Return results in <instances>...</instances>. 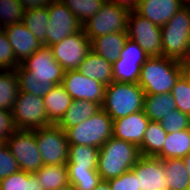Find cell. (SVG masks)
I'll return each mask as SVG.
<instances>
[{
    "label": "cell",
    "instance_id": "1",
    "mask_svg": "<svg viewBox=\"0 0 190 190\" xmlns=\"http://www.w3.org/2000/svg\"><path fill=\"white\" fill-rule=\"evenodd\" d=\"M15 70L20 92L43 97L54 85L62 84L64 70L49 46H43Z\"/></svg>",
    "mask_w": 190,
    "mask_h": 190
},
{
    "label": "cell",
    "instance_id": "2",
    "mask_svg": "<svg viewBox=\"0 0 190 190\" xmlns=\"http://www.w3.org/2000/svg\"><path fill=\"white\" fill-rule=\"evenodd\" d=\"M139 148L112 136L99 148L97 172L103 181L130 171L140 157Z\"/></svg>",
    "mask_w": 190,
    "mask_h": 190
},
{
    "label": "cell",
    "instance_id": "3",
    "mask_svg": "<svg viewBox=\"0 0 190 190\" xmlns=\"http://www.w3.org/2000/svg\"><path fill=\"white\" fill-rule=\"evenodd\" d=\"M182 75V62L164 56H152L142 65L138 84L145 95L171 93Z\"/></svg>",
    "mask_w": 190,
    "mask_h": 190
},
{
    "label": "cell",
    "instance_id": "4",
    "mask_svg": "<svg viewBox=\"0 0 190 190\" xmlns=\"http://www.w3.org/2000/svg\"><path fill=\"white\" fill-rule=\"evenodd\" d=\"M162 56L190 61V5H184L161 26Z\"/></svg>",
    "mask_w": 190,
    "mask_h": 190
},
{
    "label": "cell",
    "instance_id": "5",
    "mask_svg": "<svg viewBox=\"0 0 190 190\" xmlns=\"http://www.w3.org/2000/svg\"><path fill=\"white\" fill-rule=\"evenodd\" d=\"M145 93L138 83L113 81L105 88L102 109L113 119L143 110Z\"/></svg>",
    "mask_w": 190,
    "mask_h": 190
},
{
    "label": "cell",
    "instance_id": "6",
    "mask_svg": "<svg viewBox=\"0 0 190 190\" xmlns=\"http://www.w3.org/2000/svg\"><path fill=\"white\" fill-rule=\"evenodd\" d=\"M69 145L100 148L113 136V119L103 110L65 131Z\"/></svg>",
    "mask_w": 190,
    "mask_h": 190
},
{
    "label": "cell",
    "instance_id": "7",
    "mask_svg": "<svg viewBox=\"0 0 190 190\" xmlns=\"http://www.w3.org/2000/svg\"><path fill=\"white\" fill-rule=\"evenodd\" d=\"M16 130L32 131L53 125L46 115L43 97L19 92L11 111Z\"/></svg>",
    "mask_w": 190,
    "mask_h": 190
},
{
    "label": "cell",
    "instance_id": "8",
    "mask_svg": "<svg viewBox=\"0 0 190 190\" xmlns=\"http://www.w3.org/2000/svg\"><path fill=\"white\" fill-rule=\"evenodd\" d=\"M129 13L127 9L106 0L100 10L82 25V28L91 42L97 37L110 33L127 32Z\"/></svg>",
    "mask_w": 190,
    "mask_h": 190
},
{
    "label": "cell",
    "instance_id": "9",
    "mask_svg": "<svg viewBox=\"0 0 190 190\" xmlns=\"http://www.w3.org/2000/svg\"><path fill=\"white\" fill-rule=\"evenodd\" d=\"M34 135L43 165H66L69 143L63 129L53 124L35 129Z\"/></svg>",
    "mask_w": 190,
    "mask_h": 190
},
{
    "label": "cell",
    "instance_id": "10",
    "mask_svg": "<svg viewBox=\"0 0 190 190\" xmlns=\"http://www.w3.org/2000/svg\"><path fill=\"white\" fill-rule=\"evenodd\" d=\"M6 145L17 160L20 170L34 173L43 162L35 140L34 130H14L7 138Z\"/></svg>",
    "mask_w": 190,
    "mask_h": 190
},
{
    "label": "cell",
    "instance_id": "11",
    "mask_svg": "<svg viewBox=\"0 0 190 190\" xmlns=\"http://www.w3.org/2000/svg\"><path fill=\"white\" fill-rule=\"evenodd\" d=\"M128 38L152 56H162L161 26L132 11L128 15Z\"/></svg>",
    "mask_w": 190,
    "mask_h": 190
},
{
    "label": "cell",
    "instance_id": "12",
    "mask_svg": "<svg viewBox=\"0 0 190 190\" xmlns=\"http://www.w3.org/2000/svg\"><path fill=\"white\" fill-rule=\"evenodd\" d=\"M50 48L54 59L62 66L64 71L77 70L91 51V41L82 28L77 33L51 45Z\"/></svg>",
    "mask_w": 190,
    "mask_h": 190
},
{
    "label": "cell",
    "instance_id": "13",
    "mask_svg": "<svg viewBox=\"0 0 190 190\" xmlns=\"http://www.w3.org/2000/svg\"><path fill=\"white\" fill-rule=\"evenodd\" d=\"M47 46L60 42L82 29L76 16L60 0H53L48 5Z\"/></svg>",
    "mask_w": 190,
    "mask_h": 190
},
{
    "label": "cell",
    "instance_id": "14",
    "mask_svg": "<svg viewBox=\"0 0 190 190\" xmlns=\"http://www.w3.org/2000/svg\"><path fill=\"white\" fill-rule=\"evenodd\" d=\"M62 85L73 100H87L100 104L104 102L106 85L88 78L78 70L64 72Z\"/></svg>",
    "mask_w": 190,
    "mask_h": 190
},
{
    "label": "cell",
    "instance_id": "15",
    "mask_svg": "<svg viewBox=\"0 0 190 190\" xmlns=\"http://www.w3.org/2000/svg\"><path fill=\"white\" fill-rule=\"evenodd\" d=\"M138 179V190H169L162 159L140 156L131 169Z\"/></svg>",
    "mask_w": 190,
    "mask_h": 190
},
{
    "label": "cell",
    "instance_id": "16",
    "mask_svg": "<svg viewBox=\"0 0 190 190\" xmlns=\"http://www.w3.org/2000/svg\"><path fill=\"white\" fill-rule=\"evenodd\" d=\"M2 30L9 40L19 64L44 46V43L38 40L22 21L6 26Z\"/></svg>",
    "mask_w": 190,
    "mask_h": 190
},
{
    "label": "cell",
    "instance_id": "17",
    "mask_svg": "<svg viewBox=\"0 0 190 190\" xmlns=\"http://www.w3.org/2000/svg\"><path fill=\"white\" fill-rule=\"evenodd\" d=\"M149 123L150 119L143 110H140L126 117L113 120V136L139 147Z\"/></svg>",
    "mask_w": 190,
    "mask_h": 190
},
{
    "label": "cell",
    "instance_id": "18",
    "mask_svg": "<svg viewBox=\"0 0 190 190\" xmlns=\"http://www.w3.org/2000/svg\"><path fill=\"white\" fill-rule=\"evenodd\" d=\"M184 5L182 0H138L136 12L156 25L163 26Z\"/></svg>",
    "mask_w": 190,
    "mask_h": 190
},
{
    "label": "cell",
    "instance_id": "19",
    "mask_svg": "<svg viewBox=\"0 0 190 190\" xmlns=\"http://www.w3.org/2000/svg\"><path fill=\"white\" fill-rule=\"evenodd\" d=\"M77 70L86 77L98 80L106 86L113 82L112 64L92 49Z\"/></svg>",
    "mask_w": 190,
    "mask_h": 190
},
{
    "label": "cell",
    "instance_id": "20",
    "mask_svg": "<svg viewBox=\"0 0 190 190\" xmlns=\"http://www.w3.org/2000/svg\"><path fill=\"white\" fill-rule=\"evenodd\" d=\"M48 120L56 125L72 104V97L62 84L54 85L51 91L43 96Z\"/></svg>",
    "mask_w": 190,
    "mask_h": 190
},
{
    "label": "cell",
    "instance_id": "21",
    "mask_svg": "<svg viewBox=\"0 0 190 190\" xmlns=\"http://www.w3.org/2000/svg\"><path fill=\"white\" fill-rule=\"evenodd\" d=\"M127 38V32H115L103 35L91 42V49L113 64L119 58V54Z\"/></svg>",
    "mask_w": 190,
    "mask_h": 190
},
{
    "label": "cell",
    "instance_id": "22",
    "mask_svg": "<svg viewBox=\"0 0 190 190\" xmlns=\"http://www.w3.org/2000/svg\"><path fill=\"white\" fill-rule=\"evenodd\" d=\"M101 109V105L96 102L73 100L62 119L56 125L66 131L68 128L77 126L82 121L95 115Z\"/></svg>",
    "mask_w": 190,
    "mask_h": 190
},
{
    "label": "cell",
    "instance_id": "23",
    "mask_svg": "<svg viewBox=\"0 0 190 190\" xmlns=\"http://www.w3.org/2000/svg\"><path fill=\"white\" fill-rule=\"evenodd\" d=\"M190 153V129L167 134L162 150L155 156L160 159L183 158Z\"/></svg>",
    "mask_w": 190,
    "mask_h": 190
},
{
    "label": "cell",
    "instance_id": "24",
    "mask_svg": "<svg viewBox=\"0 0 190 190\" xmlns=\"http://www.w3.org/2000/svg\"><path fill=\"white\" fill-rule=\"evenodd\" d=\"M175 109H177L176 102L170 93L144 96L143 111L152 122H160Z\"/></svg>",
    "mask_w": 190,
    "mask_h": 190
},
{
    "label": "cell",
    "instance_id": "25",
    "mask_svg": "<svg viewBox=\"0 0 190 190\" xmlns=\"http://www.w3.org/2000/svg\"><path fill=\"white\" fill-rule=\"evenodd\" d=\"M99 148L86 145H69L67 169H97Z\"/></svg>",
    "mask_w": 190,
    "mask_h": 190
},
{
    "label": "cell",
    "instance_id": "26",
    "mask_svg": "<svg viewBox=\"0 0 190 190\" xmlns=\"http://www.w3.org/2000/svg\"><path fill=\"white\" fill-rule=\"evenodd\" d=\"M169 190H190V177L182 158L162 159Z\"/></svg>",
    "mask_w": 190,
    "mask_h": 190
},
{
    "label": "cell",
    "instance_id": "27",
    "mask_svg": "<svg viewBox=\"0 0 190 190\" xmlns=\"http://www.w3.org/2000/svg\"><path fill=\"white\" fill-rule=\"evenodd\" d=\"M34 174L43 190H55L69 183L67 165H43Z\"/></svg>",
    "mask_w": 190,
    "mask_h": 190
},
{
    "label": "cell",
    "instance_id": "28",
    "mask_svg": "<svg viewBox=\"0 0 190 190\" xmlns=\"http://www.w3.org/2000/svg\"><path fill=\"white\" fill-rule=\"evenodd\" d=\"M19 92L15 70L0 69V109L11 112Z\"/></svg>",
    "mask_w": 190,
    "mask_h": 190
},
{
    "label": "cell",
    "instance_id": "29",
    "mask_svg": "<svg viewBox=\"0 0 190 190\" xmlns=\"http://www.w3.org/2000/svg\"><path fill=\"white\" fill-rule=\"evenodd\" d=\"M167 134L159 122L150 121L142 144L138 147L140 155L155 157L162 150Z\"/></svg>",
    "mask_w": 190,
    "mask_h": 190
},
{
    "label": "cell",
    "instance_id": "30",
    "mask_svg": "<svg viewBox=\"0 0 190 190\" xmlns=\"http://www.w3.org/2000/svg\"><path fill=\"white\" fill-rule=\"evenodd\" d=\"M48 8L25 10L23 24L34 36L47 46Z\"/></svg>",
    "mask_w": 190,
    "mask_h": 190
},
{
    "label": "cell",
    "instance_id": "31",
    "mask_svg": "<svg viewBox=\"0 0 190 190\" xmlns=\"http://www.w3.org/2000/svg\"><path fill=\"white\" fill-rule=\"evenodd\" d=\"M147 60L117 59L112 64L113 81L138 83L142 65Z\"/></svg>",
    "mask_w": 190,
    "mask_h": 190
},
{
    "label": "cell",
    "instance_id": "32",
    "mask_svg": "<svg viewBox=\"0 0 190 190\" xmlns=\"http://www.w3.org/2000/svg\"><path fill=\"white\" fill-rule=\"evenodd\" d=\"M2 190H43L34 173L19 170L0 180Z\"/></svg>",
    "mask_w": 190,
    "mask_h": 190
},
{
    "label": "cell",
    "instance_id": "33",
    "mask_svg": "<svg viewBox=\"0 0 190 190\" xmlns=\"http://www.w3.org/2000/svg\"><path fill=\"white\" fill-rule=\"evenodd\" d=\"M84 25L103 6L106 0H60Z\"/></svg>",
    "mask_w": 190,
    "mask_h": 190
},
{
    "label": "cell",
    "instance_id": "34",
    "mask_svg": "<svg viewBox=\"0 0 190 190\" xmlns=\"http://www.w3.org/2000/svg\"><path fill=\"white\" fill-rule=\"evenodd\" d=\"M24 13L18 0H0V29L23 21Z\"/></svg>",
    "mask_w": 190,
    "mask_h": 190
},
{
    "label": "cell",
    "instance_id": "35",
    "mask_svg": "<svg viewBox=\"0 0 190 190\" xmlns=\"http://www.w3.org/2000/svg\"><path fill=\"white\" fill-rule=\"evenodd\" d=\"M159 123L167 133H176L180 130L190 129V115L175 109L164 116Z\"/></svg>",
    "mask_w": 190,
    "mask_h": 190
},
{
    "label": "cell",
    "instance_id": "36",
    "mask_svg": "<svg viewBox=\"0 0 190 190\" xmlns=\"http://www.w3.org/2000/svg\"><path fill=\"white\" fill-rule=\"evenodd\" d=\"M170 94L176 102L177 109L190 115V85L182 75L176 81Z\"/></svg>",
    "mask_w": 190,
    "mask_h": 190
},
{
    "label": "cell",
    "instance_id": "37",
    "mask_svg": "<svg viewBox=\"0 0 190 190\" xmlns=\"http://www.w3.org/2000/svg\"><path fill=\"white\" fill-rule=\"evenodd\" d=\"M19 65L7 36L4 31L0 29V69L14 70Z\"/></svg>",
    "mask_w": 190,
    "mask_h": 190
},
{
    "label": "cell",
    "instance_id": "38",
    "mask_svg": "<svg viewBox=\"0 0 190 190\" xmlns=\"http://www.w3.org/2000/svg\"><path fill=\"white\" fill-rule=\"evenodd\" d=\"M19 170L17 160L13 157L9 147L5 144L0 148V180Z\"/></svg>",
    "mask_w": 190,
    "mask_h": 190
},
{
    "label": "cell",
    "instance_id": "39",
    "mask_svg": "<svg viewBox=\"0 0 190 190\" xmlns=\"http://www.w3.org/2000/svg\"><path fill=\"white\" fill-rule=\"evenodd\" d=\"M138 177L130 170L108 180L111 190H138Z\"/></svg>",
    "mask_w": 190,
    "mask_h": 190
},
{
    "label": "cell",
    "instance_id": "40",
    "mask_svg": "<svg viewBox=\"0 0 190 190\" xmlns=\"http://www.w3.org/2000/svg\"><path fill=\"white\" fill-rule=\"evenodd\" d=\"M148 58V54L138 43L127 38L118 59L147 60Z\"/></svg>",
    "mask_w": 190,
    "mask_h": 190
},
{
    "label": "cell",
    "instance_id": "41",
    "mask_svg": "<svg viewBox=\"0 0 190 190\" xmlns=\"http://www.w3.org/2000/svg\"><path fill=\"white\" fill-rule=\"evenodd\" d=\"M76 190H94L102 181L101 176H84L78 179H68Z\"/></svg>",
    "mask_w": 190,
    "mask_h": 190
},
{
    "label": "cell",
    "instance_id": "42",
    "mask_svg": "<svg viewBox=\"0 0 190 190\" xmlns=\"http://www.w3.org/2000/svg\"><path fill=\"white\" fill-rule=\"evenodd\" d=\"M15 130L10 111L0 109V137L6 138Z\"/></svg>",
    "mask_w": 190,
    "mask_h": 190
},
{
    "label": "cell",
    "instance_id": "43",
    "mask_svg": "<svg viewBox=\"0 0 190 190\" xmlns=\"http://www.w3.org/2000/svg\"><path fill=\"white\" fill-rule=\"evenodd\" d=\"M68 179H78L84 176H100L97 169H67Z\"/></svg>",
    "mask_w": 190,
    "mask_h": 190
},
{
    "label": "cell",
    "instance_id": "44",
    "mask_svg": "<svg viewBox=\"0 0 190 190\" xmlns=\"http://www.w3.org/2000/svg\"><path fill=\"white\" fill-rule=\"evenodd\" d=\"M25 10L46 8L53 0H18Z\"/></svg>",
    "mask_w": 190,
    "mask_h": 190
},
{
    "label": "cell",
    "instance_id": "45",
    "mask_svg": "<svg viewBox=\"0 0 190 190\" xmlns=\"http://www.w3.org/2000/svg\"><path fill=\"white\" fill-rule=\"evenodd\" d=\"M115 5L127 9L129 12L136 11L138 6V0H107Z\"/></svg>",
    "mask_w": 190,
    "mask_h": 190
},
{
    "label": "cell",
    "instance_id": "46",
    "mask_svg": "<svg viewBox=\"0 0 190 190\" xmlns=\"http://www.w3.org/2000/svg\"><path fill=\"white\" fill-rule=\"evenodd\" d=\"M182 76L185 78L187 83L190 85V61L182 62Z\"/></svg>",
    "mask_w": 190,
    "mask_h": 190
},
{
    "label": "cell",
    "instance_id": "47",
    "mask_svg": "<svg viewBox=\"0 0 190 190\" xmlns=\"http://www.w3.org/2000/svg\"><path fill=\"white\" fill-rule=\"evenodd\" d=\"M94 190H111L107 181H101V183Z\"/></svg>",
    "mask_w": 190,
    "mask_h": 190
},
{
    "label": "cell",
    "instance_id": "48",
    "mask_svg": "<svg viewBox=\"0 0 190 190\" xmlns=\"http://www.w3.org/2000/svg\"><path fill=\"white\" fill-rule=\"evenodd\" d=\"M184 163H185V166L188 170V173H189V177H190V153L188 155H186L185 157L182 158Z\"/></svg>",
    "mask_w": 190,
    "mask_h": 190
},
{
    "label": "cell",
    "instance_id": "49",
    "mask_svg": "<svg viewBox=\"0 0 190 190\" xmlns=\"http://www.w3.org/2000/svg\"><path fill=\"white\" fill-rule=\"evenodd\" d=\"M55 190H76V189L71 183H68L67 185L59 187V188H57Z\"/></svg>",
    "mask_w": 190,
    "mask_h": 190
},
{
    "label": "cell",
    "instance_id": "50",
    "mask_svg": "<svg viewBox=\"0 0 190 190\" xmlns=\"http://www.w3.org/2000/svg\"><path fill=\"white\" fill-rule=\"evenodd\" d=\"M6 144V140L3 137H0V148Z\"/></svg>",
    "mask_w": 190,
    "mask_h": 190
},
{
    "label": "cell",
    "instance_id": "51",
    "mask_svg": "<svg viewBox=\"0 0 190 190\" xmlns=\"http://www.w3.org/2000/svg\"><path fill=\"white\" fill-rule=\"evenodd\" d=\"M182 2L186 5H190V0H182Z\"/></svg>",
    "mask_w": 190,
    "mask_h": 190
}]
</instances>
